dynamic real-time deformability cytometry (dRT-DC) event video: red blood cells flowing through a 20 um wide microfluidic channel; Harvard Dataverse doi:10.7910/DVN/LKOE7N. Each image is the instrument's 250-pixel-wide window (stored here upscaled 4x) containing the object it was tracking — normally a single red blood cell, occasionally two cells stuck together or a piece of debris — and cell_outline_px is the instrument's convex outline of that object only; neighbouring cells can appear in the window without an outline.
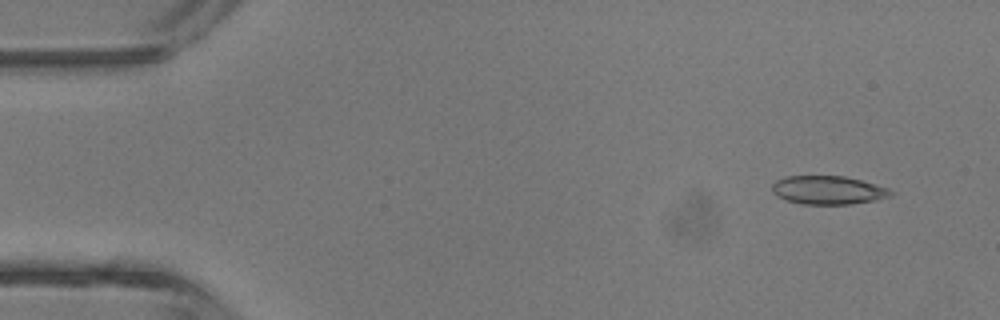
{"species": "common noctule bat (a hibernating species)", "species_latin": "Nyctalus noctula", "temperature_condition": "room temperature", "stored_images_in_passage": 4, "camera_frame_rate_fps": 3000, "um_per_image_px": 0.085, "animal": {"sex": "male", "body_mass_g": 13.3}, "frame": {"image": 1, "passage_image": 2, "time_ms": 1.0, "image_size_px": [1000, 320], "cell_outline_px": [[896, 192], [892, 196], [876, 200], [852, 204], [800, 204], [776, 196], [772, 192], [772, 184], [776, 180], [788, 176], [844, 176], [876, 184], [888, 188]], "centroid_in_image_um": [70.42, 16.16], "position_along_channel_um": 14.6, "area_um2": 19.83}}
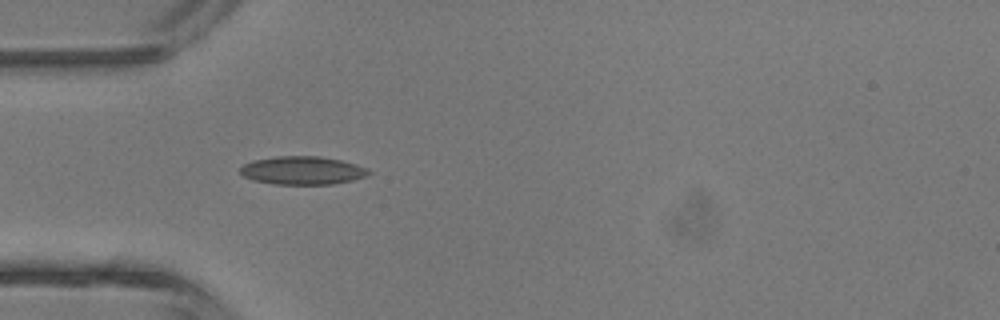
{"frame": {"image": 2, "passage_image": 4, "time_ms": 4.333, "image_size_px": [1000, 320], "cell_outline_px": [[372, 172], [364, 176], [352, 180], [332, 184], [272, 184], [252, 180], [244, 176], [240, 172], [240, 168], [244, 164], [252, 160], [276, 156], [320, 156], [340, 160], [356, 164], [368, 168]], "centroid_in_image_um": [25.69, 14.48], "position_along_channel_um": 59.3, "area_um2": 21.15}}